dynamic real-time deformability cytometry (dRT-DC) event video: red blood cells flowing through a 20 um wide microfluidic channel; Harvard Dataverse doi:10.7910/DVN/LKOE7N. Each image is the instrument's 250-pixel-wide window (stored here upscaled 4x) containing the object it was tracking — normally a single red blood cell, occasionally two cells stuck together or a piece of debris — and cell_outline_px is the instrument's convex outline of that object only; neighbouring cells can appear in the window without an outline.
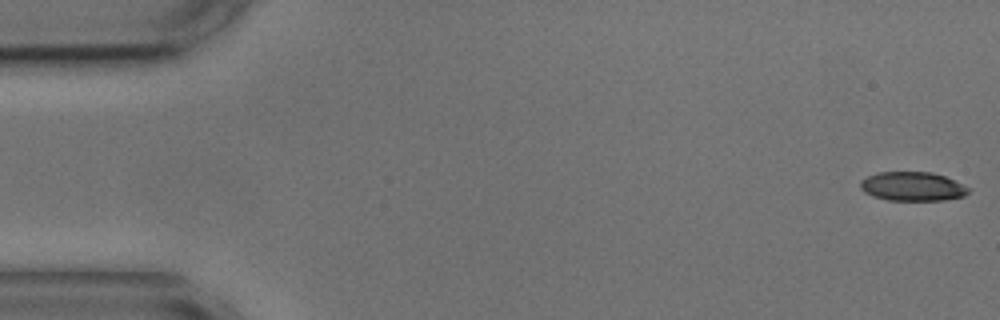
{"species": "common noctule bat (a hibernating species)", "species_latin": "Nyctalus noctula", "temperature_condition": "cold", "stored_images_in_passage": 50, "camera_frame_rate_fps": 3000, "um_per_image_px": 0.085, "animal": {"sex": "male", "body_mass_g": 17.9, "forearm_length_mm": 54.2}, "frame": {"image": 1, "passage_image": 1, "time_ms": 0.0, "image_size_px": [1000, 320], "cell_outline_px": [[968, 192], [964, 196], [944, 200], [888, 200], [872, 196], [864, 192], [860, 188], [860, 180], [868, 176], [880, 172], [932, 172], [944, 176], [968, 188]], "centroid_in_image_um": [77.51, 15.85], "position_along_channel_um": 7.5, "area_um2": 18.09}}
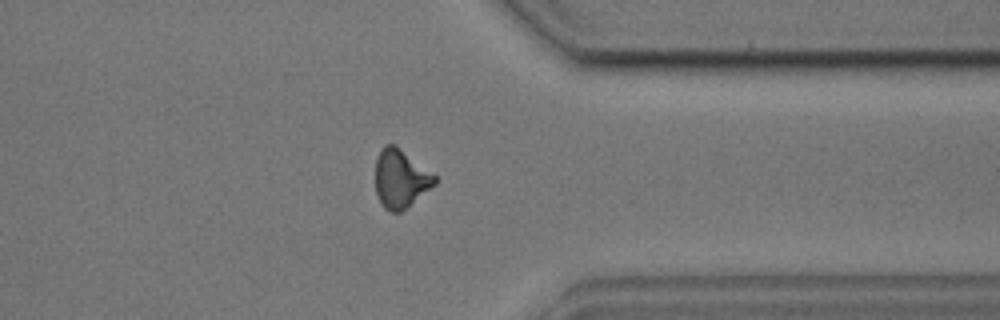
{"frame": {"image": 2, "passage_image": 43, "time_ms": 14.0, "image_size_px": [1000, 320], "cell_outline_px": [[436, 184], [400, 212], [392, 212], [384, 208], [376, 192], [376, 156], [384, 144], [392, 144], [400, 148], [436, 176]], "centroid_in_image_um": [34.03, 15.17], "position_along_channel_um": 377.4, "area_um2": 19.88}, "authors_computed_cell_mechanics": {"area_um2": 20.0855, "velocity_mm_per_s": 3.5998, "shape_relaxation_time_tau1_ms": null, "shape_relaxation_time_tau2_ms": 4.6531, "deformation_change_tau1": null, "deformation_change_tau2": 0.1345}}